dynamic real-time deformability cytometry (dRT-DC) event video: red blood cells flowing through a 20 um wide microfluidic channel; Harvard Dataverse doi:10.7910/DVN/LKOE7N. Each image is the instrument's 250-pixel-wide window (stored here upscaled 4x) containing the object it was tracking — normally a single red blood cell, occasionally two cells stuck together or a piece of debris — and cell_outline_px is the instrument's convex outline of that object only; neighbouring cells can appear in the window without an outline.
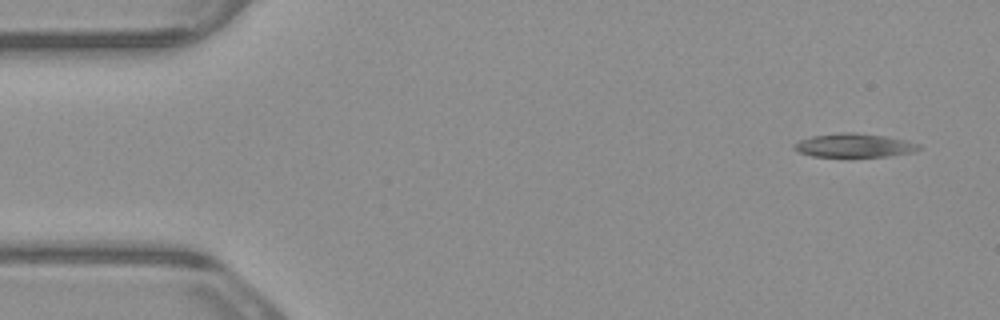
{"species": "common noctule bat (a hibernating species)", "species_latin": "Nyctalus noctula", "temperature_condition": "warm", "stored_images_in_passage": 5, "camera_frame_rate_fps": 3000, "um_per_image_px": 0.085, "animal": {"sex": "male", "body_mass_g": 23.1, "forearm_length_mm": 52.7}, "frame": {"image": 1, "passage_image": 1, "time_ms": 0.0, "image_size_px": [1000, 320], "cell_outline_px": [[920, 148], [916, 152], [888, 156], [812, 156], [800, 152], [792, 148], [792, 144], [800, 140], [812, 136], [840, 132], [856, 132], [884, 136], [908, 140], [920, 144]], "centroid_in_image_um": [72.63, 12.35], "position_along_channel_um": 12.4, "area_um2": 17.28}}
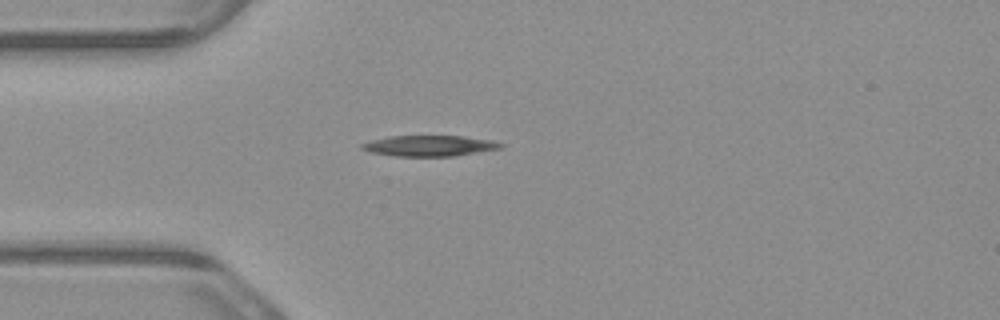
{"frame": {"image": 2, "passage_image": 4, "time_ms": 1.0, "image_size_px": [1000, 320], "cell_outline_px": [[504, 148], [456, 156], [396, 156], [372, 152], [360, 148], [360, 144], [372, 140], [388, 136], [464, 136], [488, 140], [504, 144]], "centroid_in_image_um": [36.52, 12.39], "position_along_channel_um": 48.5, "area_um2": 16.76}}